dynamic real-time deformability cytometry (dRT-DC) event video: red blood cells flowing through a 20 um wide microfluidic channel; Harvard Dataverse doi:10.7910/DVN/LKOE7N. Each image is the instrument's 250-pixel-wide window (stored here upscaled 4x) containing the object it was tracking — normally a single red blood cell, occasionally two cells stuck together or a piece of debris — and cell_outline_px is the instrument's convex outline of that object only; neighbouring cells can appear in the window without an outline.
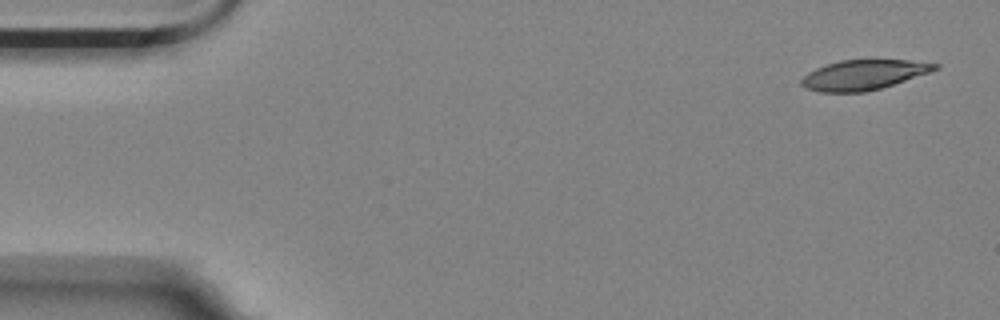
{"species": "Egyptian fruit bat (a non-hibernating species)", "species_latin": "Rousettus aegyptiacus", "temperature_condition": "room temperature", "stored_images_in_passage": 6, "camera_frame_rate_fps": 3000, "um_per_image_px": 0.085, "animal": {"sex": "female"}, "frame": {"image": 1, "passage_image": 1, "time_ms": 0.0, "image_size_px": [1000, 320], "cell_outline_px": [[940, 68], [880, 88], [864, 92], [820, 92], [804, 88], [800, 84], [800, 80], [808, 72], [816, 68], [840, 60], [908, 60], [940, 64]], "centroid_in_image_um": [73.35, 6.36], "position_along_channel_um": 11.6, "area_um2": 23.0}}
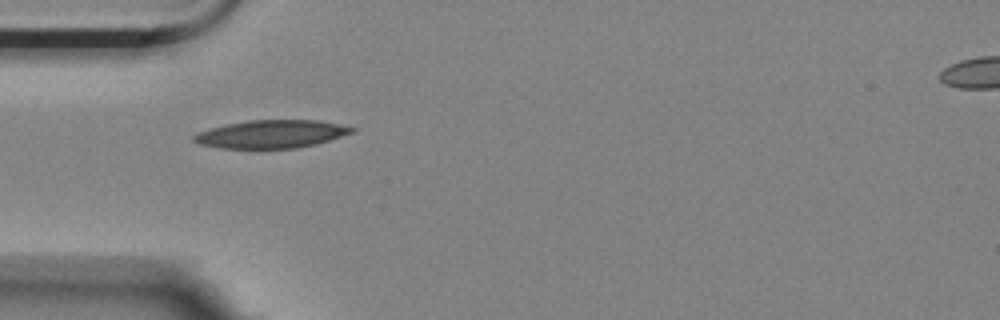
{"frame": {"image": 2, "passage_image": 5, "time_ms": 1.333, "image_size_px": [1000, 320], "cell_outline_px": [[356, 132], [316, 144], [296, 148], [220, 148], [200, 144], [192, 140], [192, 136], [196, 132], [208, 128], [224, 124], [248, 120], [320, 120], [356, 128]], "centroid_in_image_um": [23.04, 11.39], "position_along_channel_um": 62.0, "area_um2": 26.01}}
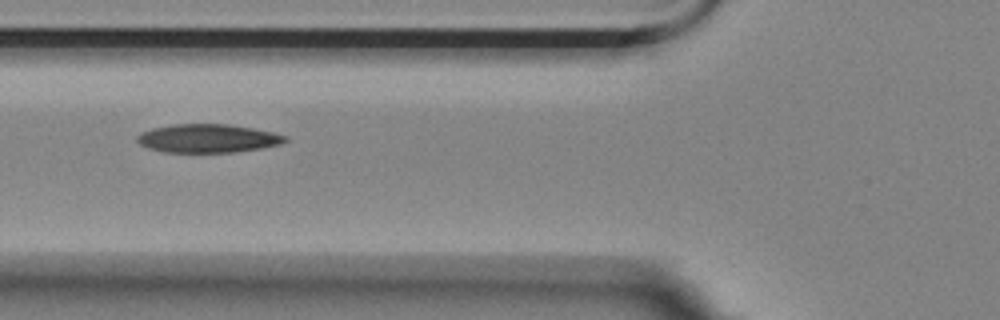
{"frame": {"image": 3, "passage_image": 6, "time_ms": 1.667, "image_size_px": [1000, 320], "cell_outline_px": [[288, 140], [280, 144], [260, 148], [232, 152], [164, 152], [148, 148], [140, 144], [136, 140], [136, 136], [140, 132], [152, 128], [172, 124], [228, 124], [252, 128], [272, 132], [288, 136]], "centroid_in_image_um": [17.63, 11.75], "position_along_channel_um": 108.2, "area_um2": 24.57}}